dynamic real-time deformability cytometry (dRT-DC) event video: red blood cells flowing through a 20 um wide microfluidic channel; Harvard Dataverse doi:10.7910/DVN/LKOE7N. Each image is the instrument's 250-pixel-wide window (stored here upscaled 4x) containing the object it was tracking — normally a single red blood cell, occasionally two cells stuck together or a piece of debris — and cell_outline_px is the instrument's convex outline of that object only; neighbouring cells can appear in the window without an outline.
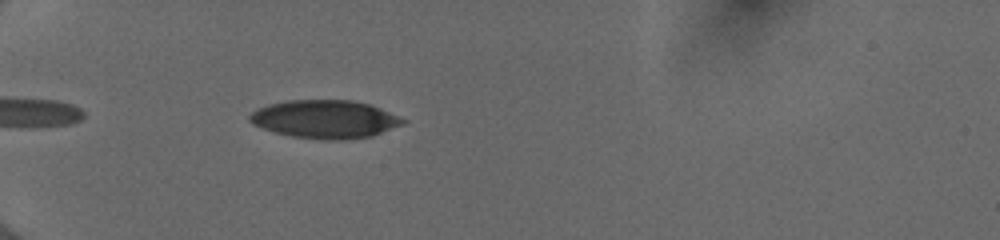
{"species": "human", "species_latin": "Homo sapiens", "temperature_condition": "cold", "stored_images_in_passage": 35, "camera_frame_rate_fps": 3000, "um_per_image_px": 0.085, "donor": {"sex": "female"}, "frame": {"image": 1, "passage_image": 3, "time_ms": 0.667, "image_size_px": [1000, 240], "cell_outline_px": [[408, 120], [404, 124], [372, 136], [344, 140], [324, 140], [292, 136], [276, 132], [252, 124], [248, 120], [248, 116], [252, 112], [268, 104], [288, 100], [352, 100], [368, 104], [380, 108]], "centroid_in_image_um": [27.64, 10.13], "position_along_channel_um": 57.4, "area_um2": 34.04}}
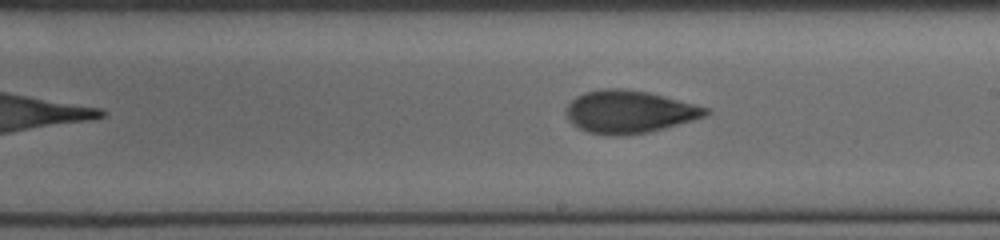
{"frame": {"image": 2, "passage_image": 18, "time_ms": 5.667, "image_size_px": [1000, 240], "cell_outline_px": [[712, 112], [704, 116], [692, 120], [648, 132], [620, 136], [616, 136], [588, 132], [572, 124], [568, 120], [568, 104], [576, 96], [584, 92], [600, 88], [624, 88], [648, 92], [664, 96], [708, 108]], "centroid_in_image_um": [53.46, 9.49], "position_along_channel_um": 235.5, "area_um2": 34.39}}
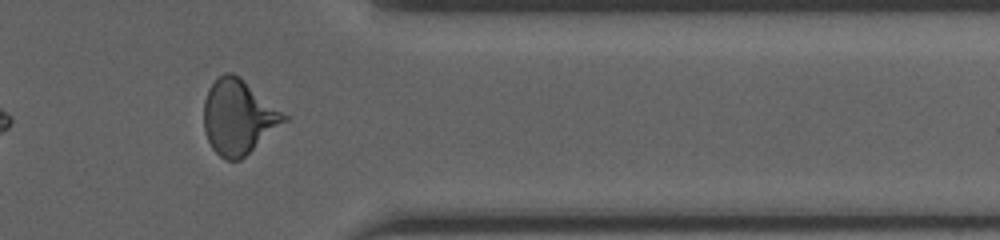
{"frame": {"image": 3, "passage_image": 30, "time_ms": 9.667, "image_size_px": [1000, 240], "cell_outline_px": [[288, 120], [240, 160], [224, 160], [212, 148], [204, 132], [204, 100], [208, 88], [224, 72], [232, 72], [240, 76], [288, 116]], "centroid_in_image_um": [20.25, 9.94], "position_along_channel_um": 391.1, "area_um2": 34.8}, "authors_computed_cell_mechanics": {"area_um2": 33.9864, "velocity_mm_per_s": 4.0141, "shape_relaxation_time_tau1_ms": 4.5344, "shape_relaxation_time_tau2_ms": 1.917, "deformation_change_tau1": 0.1498, "deformation_change_tau2": 0.0879}}